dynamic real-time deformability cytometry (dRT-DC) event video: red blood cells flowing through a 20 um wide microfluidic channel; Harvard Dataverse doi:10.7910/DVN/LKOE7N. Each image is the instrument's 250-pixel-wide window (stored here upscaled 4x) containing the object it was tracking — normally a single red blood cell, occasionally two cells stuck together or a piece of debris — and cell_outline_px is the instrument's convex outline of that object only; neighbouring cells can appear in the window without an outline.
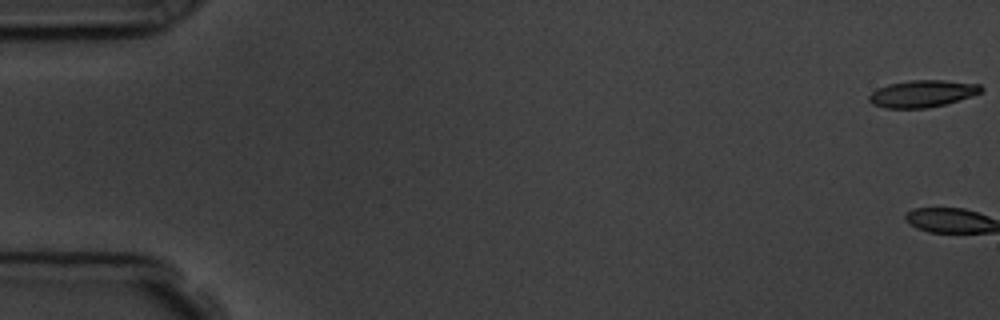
{"species": "common noctule bat (a hibernating species)", "species_latin": "Nyctalus noctula", "temperature_condition": "room temperature", "stored_images_in_passage": 3, "camera_frame_rate_fps": 3000, "um_per_image_px": 0.085, "animal": {"sex": "male", "body_mass_g": 19.5, "forearm_length_mm": 54.6}, "frame": {"image": 1, "passage_image": 1, "time_ms": 0.0, "image_size_px": [1000, 320], "cell_outline_px": [[984, 88], [980, 92], [944, 104], [928, 108], [884, 108], [872, 104], [868, 100], [868, 96], [876, 88], [888, 84], [908, 80], [944, 80], [980, 84]], "centroid_in_image_um": [78.33, 7.95], "position_along_channel_um": 6.7, "area_um2": 17.57}}